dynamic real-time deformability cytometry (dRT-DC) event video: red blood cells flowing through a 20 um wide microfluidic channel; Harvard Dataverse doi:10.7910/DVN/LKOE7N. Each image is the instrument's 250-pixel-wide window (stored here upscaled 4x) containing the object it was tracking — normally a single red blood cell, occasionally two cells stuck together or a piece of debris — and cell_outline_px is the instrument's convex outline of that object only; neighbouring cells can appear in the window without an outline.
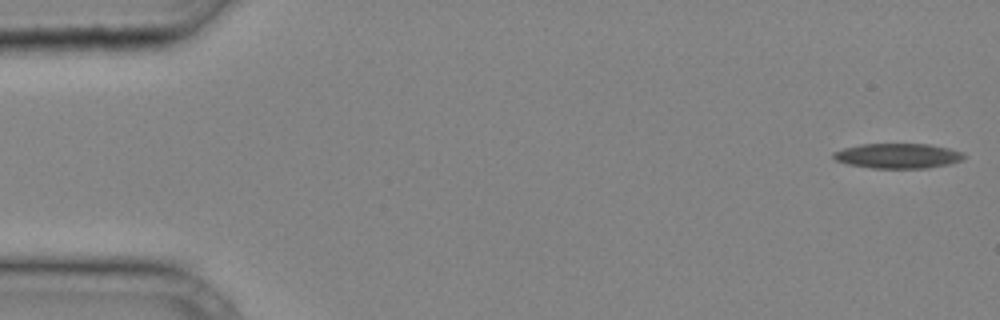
{"species": "common noctule bat (a hibernating species)", "species_latin": "Nyctalus noctula", "temperature_condition": "cold", "stored_images_in_passage": 38, "camera_frame_rate_fps": 3000, "um_per_image_px": 0.085, "animal": {"sex": "male", "body_mass_g": 20.4}, "frame": {"image": 1, "passage_image": 1, "time_ms": 0.0, "image_size_px": [1000, 320], "cell_outline_px": [[964, 156], [960, 160], [948, 164], [928, 168], [872, 168], [848, 164], [836, 160], [832, 156], [832, 152], [844, 148], [860, 144], [928, 144], [948, 148], [960, 152]], "centroid_in_image_um": [76.26, 13.25], "position_along_channel_um": 8.7, "area_um2": 18.79}}
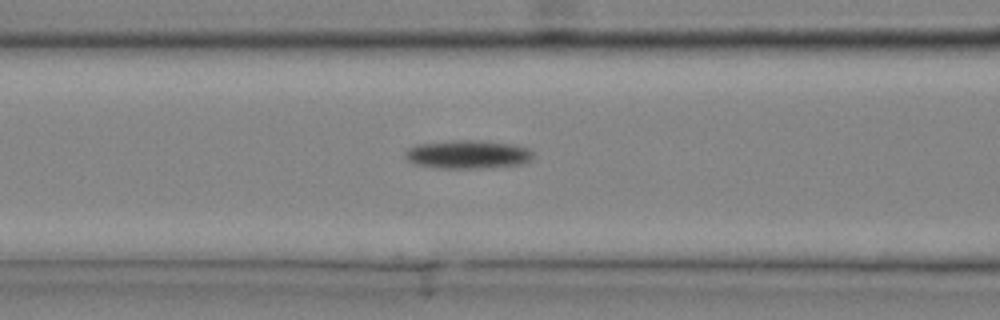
{"frame": {"image": 2, "passage_image": 16, "time_ms": 5.0, "image_size_px": [1000, 320], "cell_outline_px": [[532, 160], [520, 164], [480, 168], [444, 168], [416, 164], [408, 160], [404, 156], [404, 152], [408, 148], [416, 144], [448, 140], [480, 140], [516, 144], [528, 148], [532, 152]], "centroid_in_image_um": [39.75, 13.1], "position_along_channel_um": 126.8, "area_um2": 21.33}}
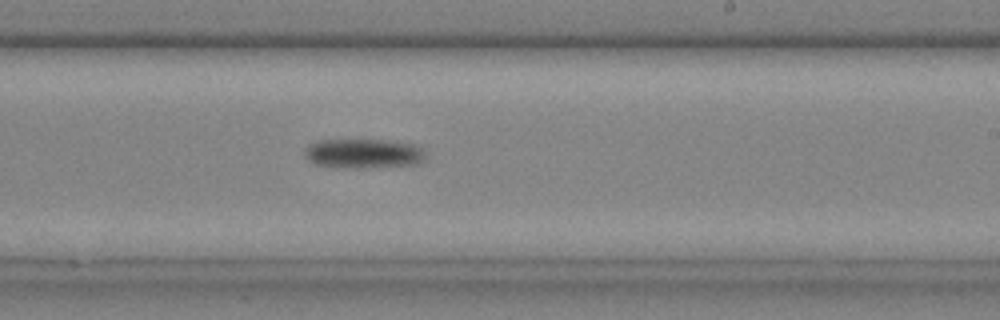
{"frame": {"image": 3, "passage_image": 24, "time_ms": 7.667, "image_size_px": [1000, 320], "cell_outline_px": [[424, 160], [420, 164], [356, 168], [344, 168], [316, 164], [308, 160], [304, 156], [304, 148], [308, 144], [316, 140], [388, 140], [420, 144], [424, 152]], "centroid_in_image_um": [30.9, 13.04], "position_along_channel_um": 258.1, "area_um2": 21.15}}